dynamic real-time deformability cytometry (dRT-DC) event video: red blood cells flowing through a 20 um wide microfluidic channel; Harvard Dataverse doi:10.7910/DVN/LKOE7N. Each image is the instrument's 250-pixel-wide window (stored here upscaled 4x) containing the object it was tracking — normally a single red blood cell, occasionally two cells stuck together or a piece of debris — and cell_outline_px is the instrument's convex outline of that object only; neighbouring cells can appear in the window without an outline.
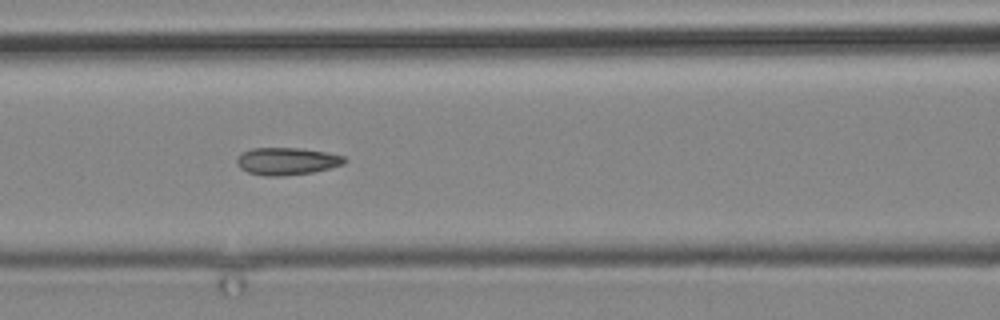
{"species": "common noctule bat (a hibernating species)", "species_latin": "Nyctalus noctula", "temperature_condition": "cold", "stored_images_in_passage": 10, "camera_frame_rate_fps": 3000, "um_per_image_px": 0.085, "animal": {"sex": "male", "body_mass_g": 19.2, "forearm_length_mm": 51.8}, "frame": {"image": 1, "passage_image": 6, "time_ms": 6.667, "image_size_px": [1000, 320], "cell_outline_px": [[348, 160], [344, 164], [312, 172], [284, 176], [264, 176], [248, 172], [240, 168], [236, 160], [244, 152], [252, 148], [300, 148], [324, 152], [344, 156]], "centroid_in_image_um": [24.4, 13.71], "position_along_channel_um": 142.2, "area_um2": 16.99}}
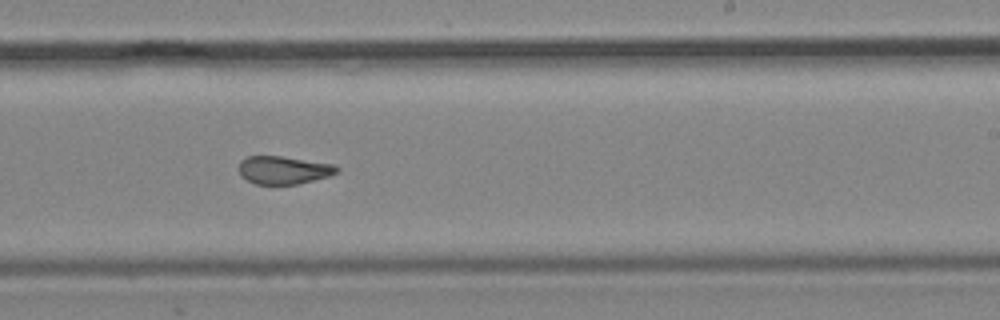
{"frame": {"image": 2, "passage_image": 9, "time_ms": 10.333, "image_size_px": [1000, 320], "cell_outline_px": [[340, 168], [336, 172], [328, 176], [296, 184], [256, 184], [240, 176], [240, 160], [248, 156], [280, 156], [336, 164]], "centroid_in_image_um": [24.11, 14.44], "position_along_channel_um": 264.9, "area_um2": 15.84}}
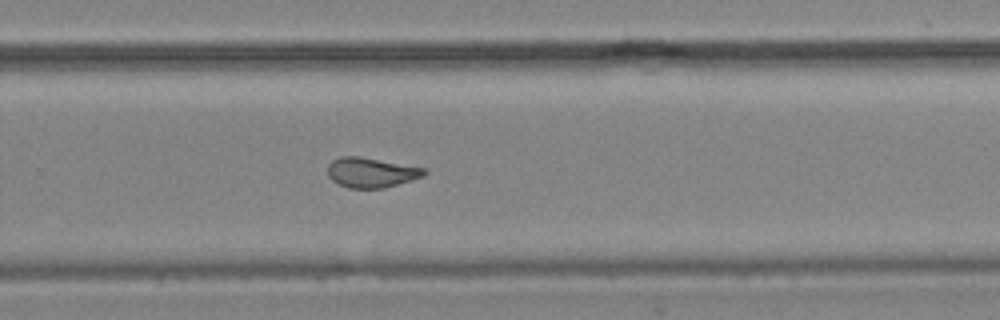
{"frame": {"image": 3, "passage_image": 10, "time_ms": 11.333, "image_size_px": [1000, 320], "cell_outline_px": [[428, 172], [424, 176], [412, 180], [384, 188], [348, 188], [332, 180], [328, 176], [328, 164], [332, 160], [340, 156], [360, 156], [428, 168]], "centroid_in_image_um": [31.59, 14.65], "position_along_channel_um": 298.2, "area_um2": 17.05}}